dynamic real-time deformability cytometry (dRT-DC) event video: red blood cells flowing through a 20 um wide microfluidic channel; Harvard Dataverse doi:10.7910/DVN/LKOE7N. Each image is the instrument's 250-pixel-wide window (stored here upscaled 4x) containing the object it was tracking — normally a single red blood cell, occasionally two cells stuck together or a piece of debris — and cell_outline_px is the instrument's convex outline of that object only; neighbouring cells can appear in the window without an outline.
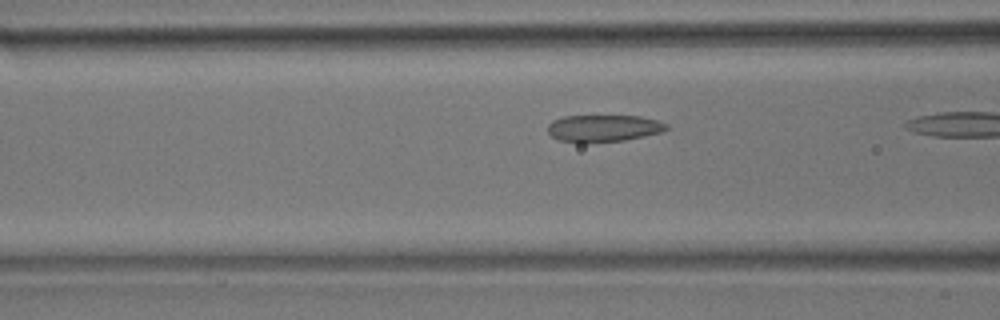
{"species": "common noctule bat (a hibernating species)", "species_latin": "Nyctalus noctula", "temperature_condition": "room temperature", "stored_images_in_passage": 16, "camera_frame_rate_fps": 3000, "um_per_image_px": 0.085, "animal": {"sex": "male", "body_mass_g": 17.9}, "frame": {"image": 1, "passage_image": 14, "time_ms": 4.333, "image_size_px": [1000, 320], "cell_outline_px": [[668, 128], [660, 132], [644, 136], [624, 140], [584, 144], [576, 144], [556, 140], [548, 132], [548, 124], [552, 120], [564, 116], [640, 116], [656, 120], [668, 124]], "centroid_in_image_um": [51.22, 10.92], "position_along_channel_um": 115.4, "area_um2": 19.02}}